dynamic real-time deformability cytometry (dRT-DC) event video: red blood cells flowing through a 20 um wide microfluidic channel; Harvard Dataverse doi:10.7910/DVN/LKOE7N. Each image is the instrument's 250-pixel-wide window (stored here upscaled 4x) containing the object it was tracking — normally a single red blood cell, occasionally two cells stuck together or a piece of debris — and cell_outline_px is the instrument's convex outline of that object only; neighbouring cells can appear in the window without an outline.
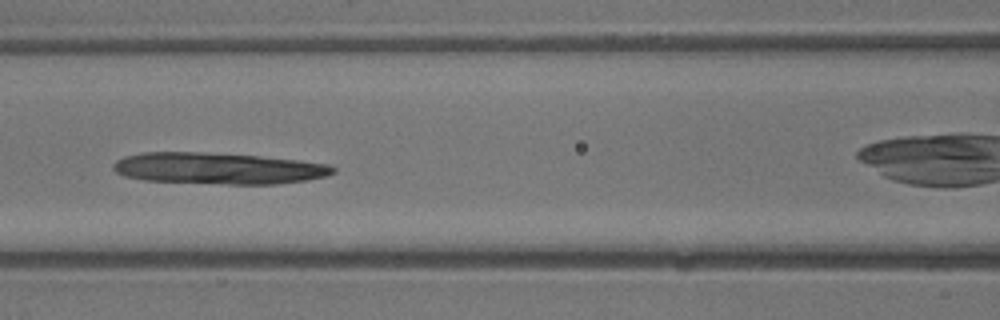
{"species": "common noctule bat (a hibernating species)", "species_latin": "Nyctalus noctula", "temperature_condition": "warm", "stored_images_in_passage": 24, "camera_frame_rate_fps": 3000, "um_per_image_px": 0.085, "animal": {"sex": "male", "body_mass_g": 13.3}, "frame": {"image": 1, "passage_image": 6, "time_ms": 1.667, "image_size_px": [1000, 320], "cell_outline_px": [[336, 172], [328, 176], [308, 180], [276, 184], [228, 184], [144, 180], [124, 176], [116, 172], [112, 168], [112, 164], [116, 160], [124, 156], [144, 152], [200, 152], [256, 156], [300, 160], [328, 164], [336, 168]], "centroid_in_image_um": [18.56, 14.31], "position_along_channel_um": 148.0, "area_um2": 40.34}}
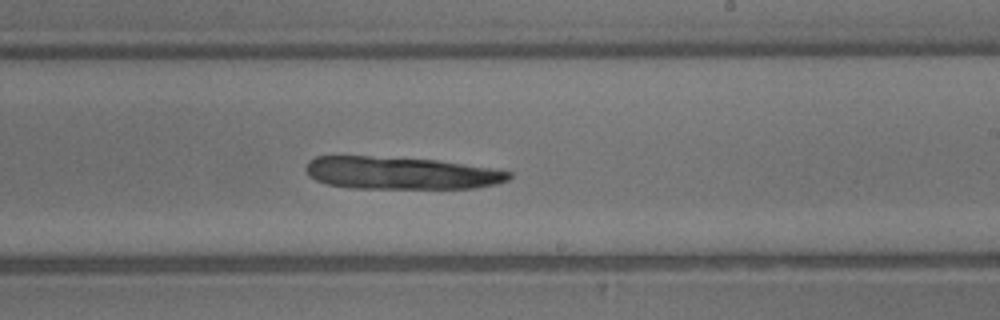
{"frame": {"image": 2, "passage_image": 11, "time_ms": 3.333, "image_size_px": [1000, 320], "cell_outline_px": [[512, 176], [508, 180], [496, 184], [476, 188], [352, 188], [324, 184], [308, 176], [304, 168], [308, 160], [316, 156], [368, 156], [436, 160], [492, 168], [512, 172]], "centroid_in_image_um": [34.03, 14.71], "position_along_channel_um": 255.0, "area_um2": 38.61}}
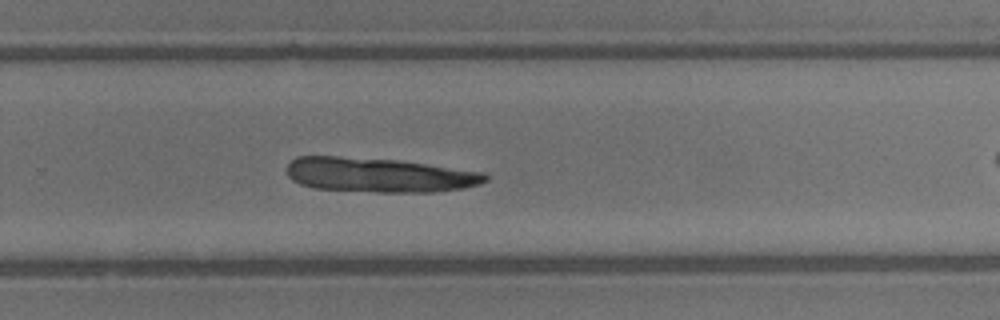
{"frame": {"image": 3, "passage_image": 13, "time_ms": 4.0, "image_size_px": [1000, 320], "cell_outline_px": [[488, 180], [480, 184], [460, 188], [432, 192], [376, 192], [312, 188], [300, 184], [292, 180], [288, 176], [288, 164], [296, 156], [340, 156], [396, 160], [484, 172], [488, 176]], "centroid_in_image_um": [32.18, 14.87], "position_along_channel_um": 297.6, "area_um2": 39.82}}